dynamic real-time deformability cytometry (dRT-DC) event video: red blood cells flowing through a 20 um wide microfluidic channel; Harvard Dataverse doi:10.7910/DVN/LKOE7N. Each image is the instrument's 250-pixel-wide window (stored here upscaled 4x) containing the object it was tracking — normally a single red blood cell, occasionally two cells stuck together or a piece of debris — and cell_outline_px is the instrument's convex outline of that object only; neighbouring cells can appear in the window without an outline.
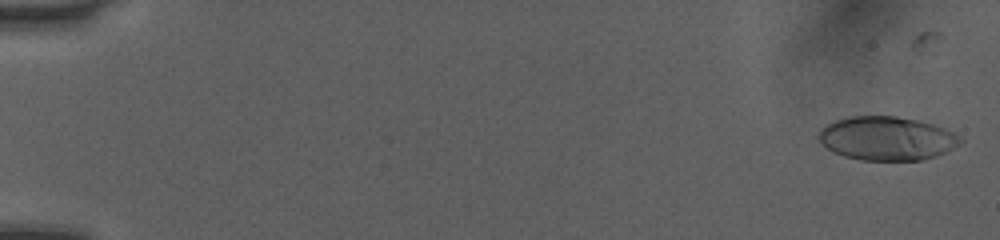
{"species": "human", "species_latin": "Homo sapiens", "temperature_condition": "room temperature", "stored_images_in_passage": 28, "camera_frame_rate_fps": 3000, "um_per_image_px": 0.085, "donor": {"sex": "female"}, "frame": {"image": 1, "passage_image": 2, "time_ms": 0.333, "image_size_px": [1000, 240], "cell_outline_px": [[964, 140], [952, 148], [936, 156], [920, 160], [860, 160], [844, 156], [832, 152], [816, 136], [820, 128], [836, 120], [848, 116], [896, 116], [916, 120], [932, 124], [944, 128], [960, 136]], "centroid_in_image_um": [75.35, 11.76], "position_along_channel_um": 9.7, "area_um2": 36.01}}
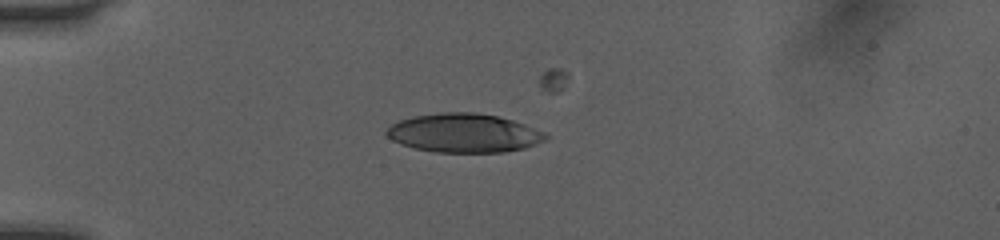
{"frame": {"image": 2, "passage_image": 15, "time_ms": 4.667, "image_size_px": [1000, 240], "cell_outline_px": [[548, 140], [524, 148], [504, 152], [436, 152], [416, 148], [400, 144], [392, 140], [384, 132], [392, 124], [400, 120], [416, 116], [440, 112], [476, 112], [496, 116], [512, 120], [524, 124], [544, 132], [548, 136]], "centroid_in_image_um": [39.45, 11.31], "position_along_channel_um": 45.6, "area_um2": 35.89}}